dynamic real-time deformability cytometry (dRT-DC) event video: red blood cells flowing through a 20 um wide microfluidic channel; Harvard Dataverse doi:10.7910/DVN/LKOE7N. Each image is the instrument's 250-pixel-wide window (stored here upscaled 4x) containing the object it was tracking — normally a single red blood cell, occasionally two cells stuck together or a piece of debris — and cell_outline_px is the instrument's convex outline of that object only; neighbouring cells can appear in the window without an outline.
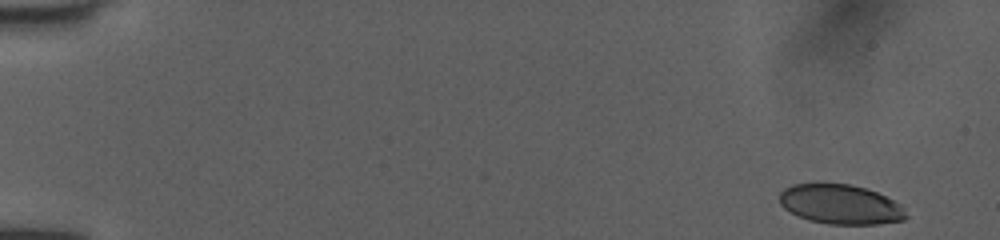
{"species": "human", "species_latin": "Homo sapiens", "temperature_condition": "room temperature", "stored_images_in_passage": 50, "camera_frame_rate_fps": 3000, "um_per_image_px": 0.085, "donor": {"sex": "female"}, "frame": {"image": 1, "passage_image": 1, "time_ms": 0.0, "image_size_px": [1000, 240], "cell_outline_px": [[908, 216], [904, 220], [876, 224], [828, 224], [808, 220], [784, 208], [780, 204], [780, 192], [784, 188], [792, 184], [848, 184], [864, 188], [876, 192], [900, 204]], "centroid_in_image_um": [71.43, 17.38], "position_along_channel_um": 13.6, "area_um2": 28.9}}
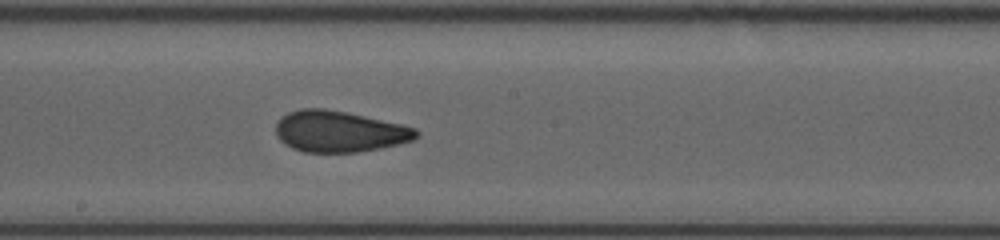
{"frame": {"image": 2, "passage_image": 28, "time_ms": 9.0, "image_size_px": [1000, 240], "cell_outline_px": [[420, 136], [412, 140], [380, 148], [356, 152], [304, 152], [292, 148], [284, 144], [276, 136], [276, 124], [288, 112], [300, 108], [324, 108], [348, 112], [404, 124], [416, 128], [420, 132]], "centroid_in_image_um": [28.86, 11.16], "position_along_channel_um": 219.3, "area_um2": 33.93}}
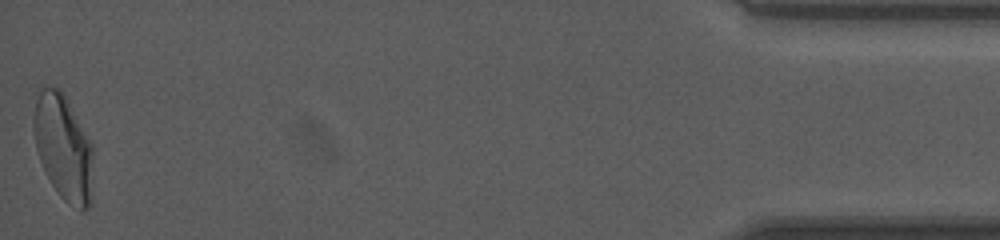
{"frame": {"image": 3, "passage_image": 50, "time_ms": 16.333, "image_size_px": [1000, 240], "cell_outline_px": [[92, 192], [88, 208], [80, 212], [68, 204], [60, 196], [52, 184], [40, 160], [36, 148], [32, 120], [36, 100], [44, 84], [60, 88], [64, 92], [92, 144]], "centroid_in_image_um": [5.39, 12.51], "position_along_channel_um": 429.8, "area_um2": 36.82}, "authors_computed_cell_mechanics": {"area_um2": 32.9171, "velocity_mm_per_s": 4.0131, "shape_relaxation_time_tau1_ms": 6.4314, "shape_relaxation_time_tau2_ms": 1.2303, "deformation_change_tau1": 0.1768, "deformation_change_tau2": 0.0584}}